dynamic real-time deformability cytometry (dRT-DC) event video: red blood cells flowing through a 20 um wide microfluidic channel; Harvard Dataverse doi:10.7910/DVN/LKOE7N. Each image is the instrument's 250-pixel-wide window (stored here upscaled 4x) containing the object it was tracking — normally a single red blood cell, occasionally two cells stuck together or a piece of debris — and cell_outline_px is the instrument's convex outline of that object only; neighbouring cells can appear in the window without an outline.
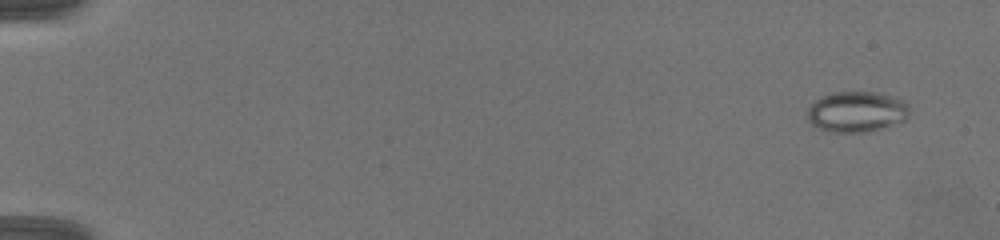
{"species": "common noctule bat (a hibernating species)", "species_latin": "Nyctalus noctula", "temperature_condition": "warm", "stored_images_in_passage": 22, "camera_frame_rate_fps": 3000, "um_per_image_px": 0.085, "animal": {"sex": "female", "body_mass_g": 19.5, "forearm_length_mm": 54.1}, "frame": {"image": 1, "passage_image": 2, "time_ms": 0.333, "image_size_px": [1000, 240], "cell_outline_px": [[908, 112], [904, 120], [868, 132], [832, 132], [820, 128], [812, 124], [808, 120], [808, 108], [816, 100], [824, 96], [836, 92], [872, 92], [888, 96], [900, 100], [908, 108]], "centroid_in_image_um": [72.76, 9.51], "position_along_channel_um": 12.2, "area_um2": 23.41}}